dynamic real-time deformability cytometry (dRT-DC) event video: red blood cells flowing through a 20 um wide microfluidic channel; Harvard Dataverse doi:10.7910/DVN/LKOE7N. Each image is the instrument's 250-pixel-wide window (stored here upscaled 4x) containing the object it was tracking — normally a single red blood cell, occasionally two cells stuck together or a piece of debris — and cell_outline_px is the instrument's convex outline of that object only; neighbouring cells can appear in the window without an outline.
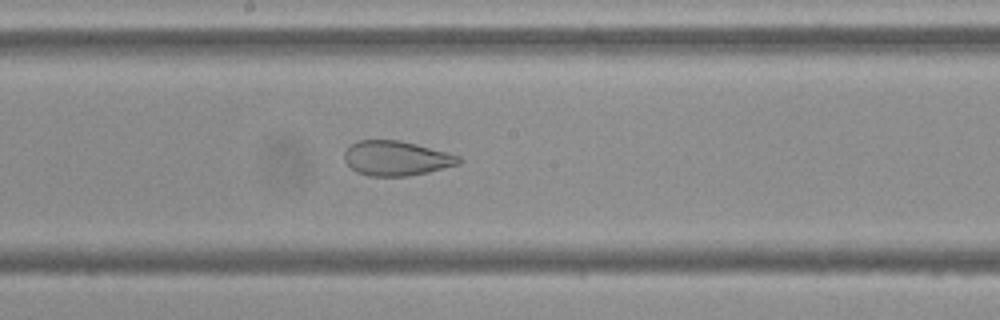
{"species": "Egyptian fruit bat (a non-hibernating species)", "species_latin": "Rousettus aegyptiacus", "temperature_condition": "cold", "stored_images_in_passage": 55, "camera_frame_rate_fps": 3000, "um_per_image_px": 0.085, "frame": {"image": 1, "passage_image": 29, "time_ms": 9.333, "image_size_px": [1000, 320], "cell_outline_px": [[464, 160], [460, 164], [428, 172], [408, 176], [368, 176], [356, 172], [344, 160], [344, 152], [356, 140], [400, 140], [416, 144], [460, 156]], "centroid_in_image_um": [33.69, 13.46], "position_along_channel_um": 214.5, "area_um2": 23.18}}
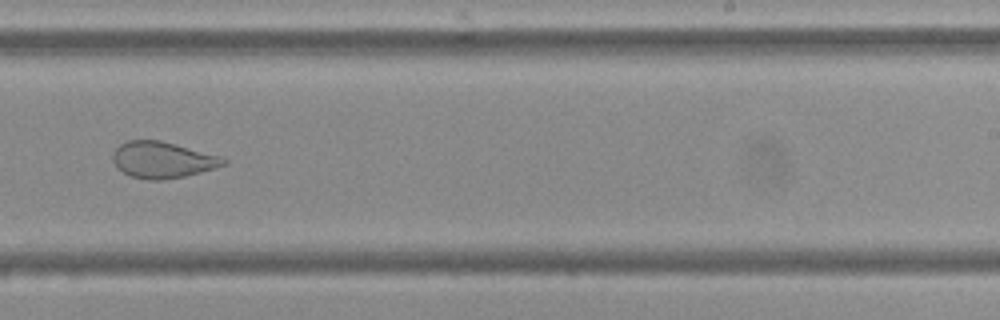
{"frame": {"image": 2, "passage_image": 34, "time_ms": 11.0, "image_size_px": [1000, 320], "cell_outline_px": [[228, 164], [216, 168], [184, 176], [160, 180], [148, 180], [132, 176], [116, 168], [112, 160], [112, 152], [120, 144], [128, 140], [160, 140], [220, 156], [228, 160]], "centroid_in_image_um": [13.8, 13.59], "position_along_channel_um": 275.2, "area_um2": 23.41}}
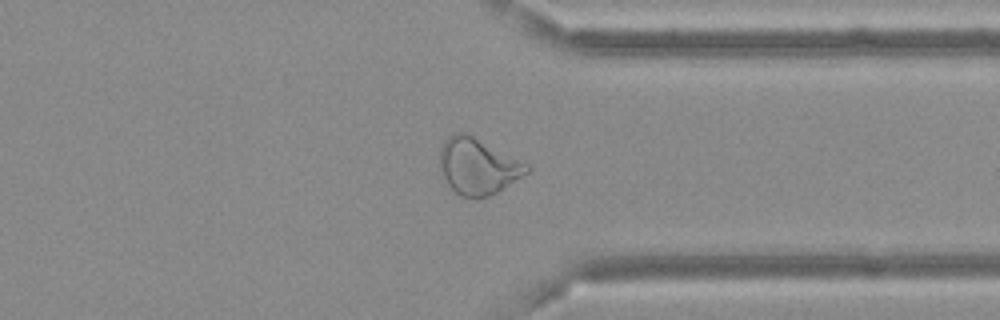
{"frame": {"image": 3, "passage_image": 42, "time_ms": 13.667, "image_size_px": [1000, 320], "cell_outline_px": [[532, 168], [528, 172], [496, 192], [480, 200], [476, 200], [460, 196], [448, 184], [440, 172], [440, 148], [444, 140], [448, 136], [456, 132], [468, 132], [528, 164]], "centroid_in_image_um": [40.59, 14.13], "position_along_channel_um": 370.8, "area_um2": 28.78}}